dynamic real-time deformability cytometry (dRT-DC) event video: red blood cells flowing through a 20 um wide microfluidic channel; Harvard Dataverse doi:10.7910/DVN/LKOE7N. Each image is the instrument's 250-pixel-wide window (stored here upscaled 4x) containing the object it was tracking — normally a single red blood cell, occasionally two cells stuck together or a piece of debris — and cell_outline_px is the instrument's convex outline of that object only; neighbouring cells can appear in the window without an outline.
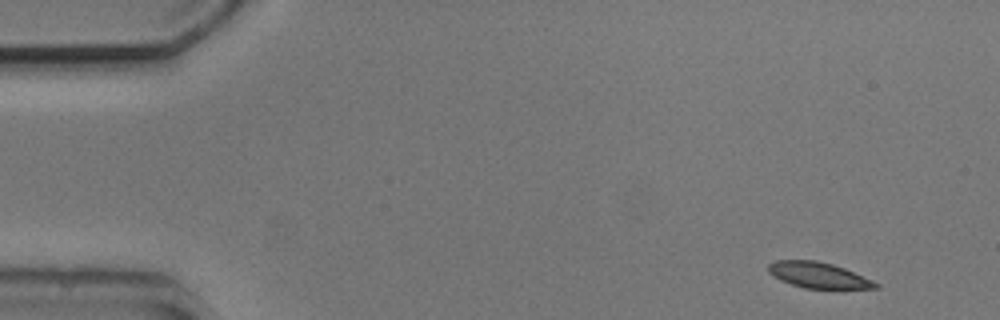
{"species": "common noctule bat (a hibernating species)", "species_latin": "Nyctalus noctula", "temperature_condition": "cold", "stored_images_in_passage": 6, "camera_frame_rate_fps": 3000, "um_per_image_px": 0.085, "animal": {"sex": "male", "body_mass_g": 20.5, "forearm_length_mm": 52.5}, "frame": {"image": 1, "passage_image": 1, "time_ms": 0.0, "image_size_px": [1000, 320], "cell_outline_px": [[880, 288], [804, 288], [780, 280], [768, 272], [768, 264], [776, 260], [816, 260], [832, 264], [844, 268], [872, 280], [880, 284]], "centroid_in_image_um": [69.55, 23.38], "position_along_channel_um": 15.5, "area_um2": 15.95}}